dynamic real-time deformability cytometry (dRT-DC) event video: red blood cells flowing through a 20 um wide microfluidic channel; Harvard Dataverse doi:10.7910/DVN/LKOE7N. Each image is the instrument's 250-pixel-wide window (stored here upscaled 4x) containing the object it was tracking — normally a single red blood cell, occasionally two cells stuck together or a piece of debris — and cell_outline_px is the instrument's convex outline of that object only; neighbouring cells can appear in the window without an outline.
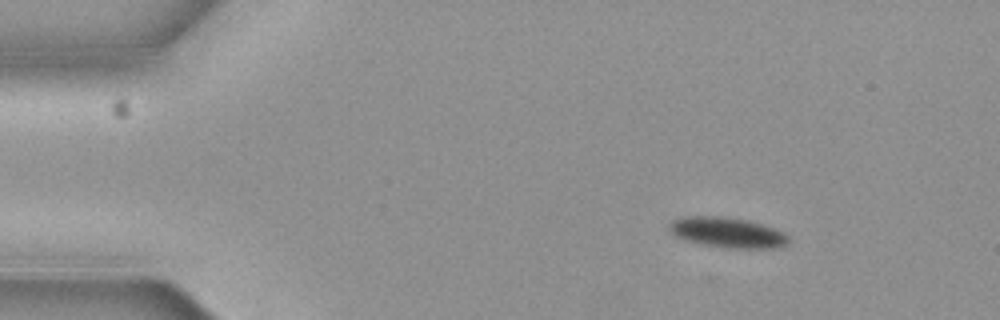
{"species": "common noctule bat (a hibernating species)", "species_latin": "Nyctalus noctula", "temperature_condition": "cold", "stored_images_in_passage": 7, "camera_frame_rate_fps": 3000, "um_per_image_px": 0.085, "animal": {"sex": "female", "body_mass_g": 19.3, "forearm_length_mm": 54.1}, "frame": {"image": 1, "passage_image": 1, "time_ms": 0.0, "image_size_px": [1000, 320], "cell_outline_px": [[788, 244], [780, 248], [724, 248], [684, 240], [676, 236], [668, 228], [668, 224], [672, 220], [688, 216], [720, 216], [748, 220], [772, 228], [788, 236]], "centroid_in_image_um": [61.81, 19.77], "position_along_channel_um": 23.2, "area_um2": 20.92}}
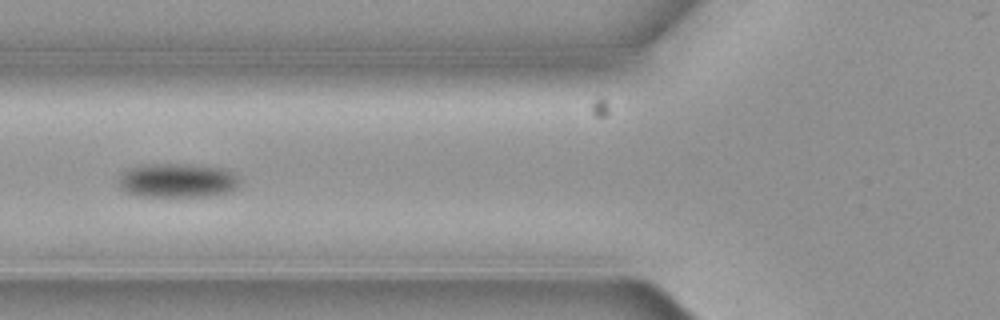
{"frame": {"image": 2, "passage_image": 5, "time_ms": 1.333, "image_size_px": [1000, 320], "cell_outline_px": [[240, 180], [236, 188], [232, 192], [208, 196], [136, 196], [120, 188], [116, 184], [120, 172], [128, 168], [140, 164], [188, 164], [220, 168], [232, 172]], "centroid_in_image_um": [15.01, 15.34], "position_along_channel_um": 110.8, "area_um2": 24.45}}
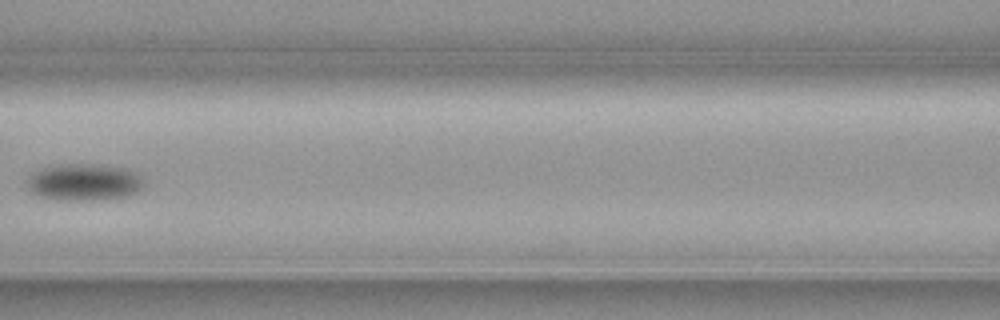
{"frame": {"image": 3, "passage_image": 6, "time_ms": 1.667, "image_size_px": [1000, 320], "cell_outline_px": [[144, 188], [128, 196], [104, 200], [56, 200], [40, 196], [32, 192], [28, 188], [28, 180], [36, 172], [44, 168], [60, 164], [104, 164], [128, 168], [140, 172], [144, 180]], "centroid_in_image_um": [7.28, 15.48], "position_along_channel_um": 159.3, "area_um2": 25.55}}